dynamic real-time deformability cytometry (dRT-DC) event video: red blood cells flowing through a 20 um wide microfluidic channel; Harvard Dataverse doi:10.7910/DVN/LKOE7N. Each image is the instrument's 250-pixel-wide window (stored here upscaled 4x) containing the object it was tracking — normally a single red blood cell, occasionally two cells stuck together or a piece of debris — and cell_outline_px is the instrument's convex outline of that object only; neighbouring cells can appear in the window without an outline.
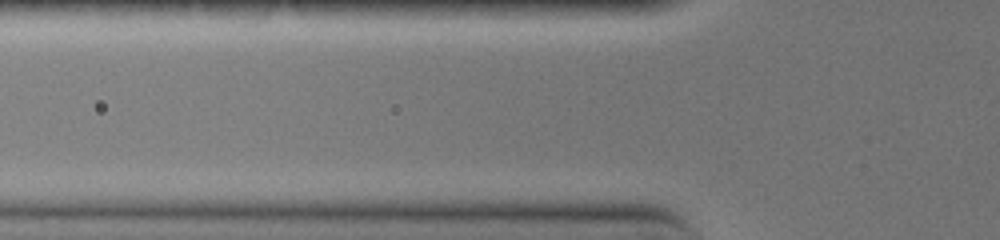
{"species": "common noctule bat (a hibernating species)", "species_latin": "Nyctalus noctula", "temperature_condition": "warm", "stored_images_in_passage": 5, "camera_frame_rate_fps": 3000, "um_per_image_px": 0.085, "animal": {"sex": "female", "body_mass_g": 19.0, "forearm_length_mm": 51.5}, "frame": {"image": 1, "passage_image": 4, "time_ms": 1.0, "image_size_px": [1000, 240], "cell_outline_px": [[636, 160], [632, 164], [624, 168], [576, 168], [500, 164], [492, 160], [496, 156], [608, 156]], "centroid_in_image_um": [48.15, 13.73], "position_along_channel_um": 77.7, "area_um2": 10.29}}